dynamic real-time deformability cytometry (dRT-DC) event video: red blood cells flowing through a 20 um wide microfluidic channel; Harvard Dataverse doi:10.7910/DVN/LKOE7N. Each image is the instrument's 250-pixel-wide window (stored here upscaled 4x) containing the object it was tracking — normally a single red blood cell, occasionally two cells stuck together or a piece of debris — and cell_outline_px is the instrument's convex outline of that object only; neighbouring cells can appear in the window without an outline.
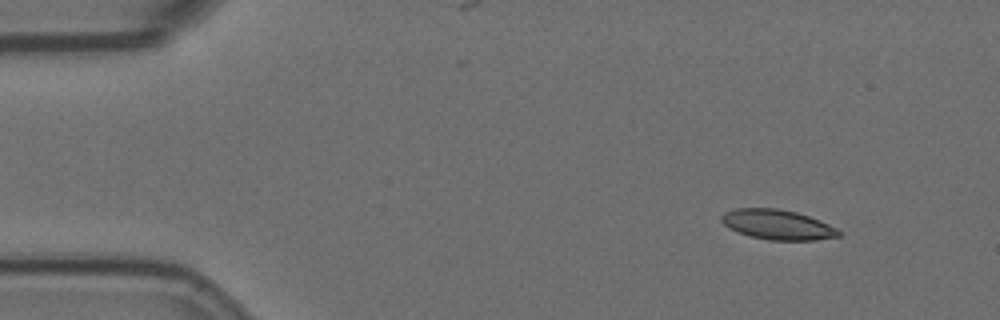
{"species": "Egyptian fruit bat (a non-hibernating species)", "species_latin": "Rousettus aegyptiacus", "temperature_condition": "room temperature", "stored_images_in_passage": 4, "camera_frame_rate_fps": 3000, "um_per_image_px": 0.085, "animal": {"sex": "female"}, "frame": {"image": 1, "passage_image": 1, "time_ms": 0.0, "image_size_px": [1000, 320], "cell_outline_px": [[840, 236], [816, 240], [768, 240], [748, 236], [728, 228], [720, 220], [720, 216], [724, 212], [736, 208], [780, 208], [796, 212], [808, 216], [828, 224], [836, 228], [840, 232]], "centroid_in_image_um": [66.04, 19.09], "position_along_channel_um": 19.0, "area_um2": 20.52}}
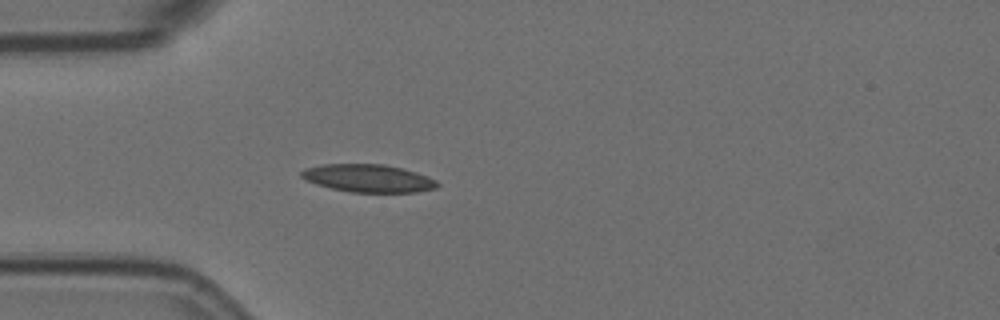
{"frame": {"image": 2, "passage_image": 4, "time_ms": 1.0, "image_size_px": [1000, 320], "cell_outline_px": [[440, 184], [436, 188], [416, 192], [352, 192], [332, 188], [316, 184], [304, 180], [300, 176], [300, 172], [304, 168], [324, 164], [384, 164], [416, 172], [428, 176], [436, 180]], "centroid_in_image_um": [31.29, 15.15], "position_along_channel_um": 53.7, "area_um2": 22.02}}